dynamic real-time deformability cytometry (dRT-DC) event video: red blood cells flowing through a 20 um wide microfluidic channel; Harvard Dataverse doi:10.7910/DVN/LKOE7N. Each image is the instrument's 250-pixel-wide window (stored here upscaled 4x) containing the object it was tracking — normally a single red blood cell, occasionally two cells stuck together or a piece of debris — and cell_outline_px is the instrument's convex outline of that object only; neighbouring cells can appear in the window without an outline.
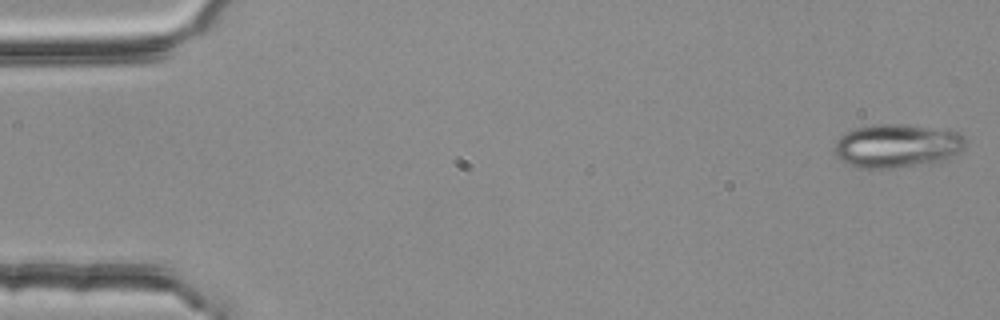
{"species": "common noctule bat (a hibernating species)", "species_latin": "Nyctalus noctula", "temperature_condition": "room temperature", "stored_images_in_passage": 3, "camera_frame_rate_fps": 3000, "um_per_image_px": 0.085, "animal": {"sex": "female", "body_mass_g": 25.1}, "frame": {"image": 1, "passage_image": 1, "time_ms": 0.0, "image_size_px": [1000, 320], "cell_outline_px": [[964, 148], [948, 160], [928, 164], [896, 168], [856, 168], [844, 164], [836, 156], [832, 148], [836, 140], [840, 136], [856, 128], [876, 124], [900, 124], [960, 132], [964, 136]], "centroid_in_image_um": [76.21, 12.43], "position_along_channel_um": 8.8, "area_um2": 33.7}}